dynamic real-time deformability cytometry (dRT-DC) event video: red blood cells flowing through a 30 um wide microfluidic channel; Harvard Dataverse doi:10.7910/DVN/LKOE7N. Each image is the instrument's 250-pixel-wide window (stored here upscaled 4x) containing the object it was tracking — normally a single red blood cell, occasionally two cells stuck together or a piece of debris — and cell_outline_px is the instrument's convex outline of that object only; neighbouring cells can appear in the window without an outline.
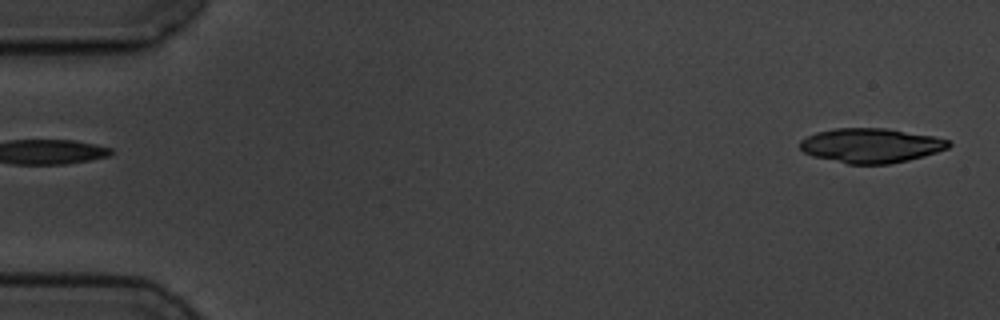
{"species": "common noctule bat (a hibernating species)", "species_latin": "Nyctalus noctula", "temperature_condition": "cold", "stored_images_in_passage": 6, "segment_of_instrument_passage": [2, 2], "camera_frame_rate_fps": 3000, "um_per_image_px": 0.085, "animal": {"sex": "male", "body_mass_g": 19.5, "forearm_length_mm": 54.6}, "frame": {"image": 1, "passage_image": 6, "time_ms": 6.0, "image_size_px": [1000, 320], "cell_outline_px": [[952, 144], [948, 148], [924, 156], [908, 160], [888, 164], [848, 164], [812, 156], [804, 152], [800, 148], [800, 140], [816, 132], [836, 128], [888, 128], [932, 136], [948, 140]], "centroid_in_image_um": [74.02, 12.36], "position_along_channel_um": 11.0, "area_um2": 29.88}}